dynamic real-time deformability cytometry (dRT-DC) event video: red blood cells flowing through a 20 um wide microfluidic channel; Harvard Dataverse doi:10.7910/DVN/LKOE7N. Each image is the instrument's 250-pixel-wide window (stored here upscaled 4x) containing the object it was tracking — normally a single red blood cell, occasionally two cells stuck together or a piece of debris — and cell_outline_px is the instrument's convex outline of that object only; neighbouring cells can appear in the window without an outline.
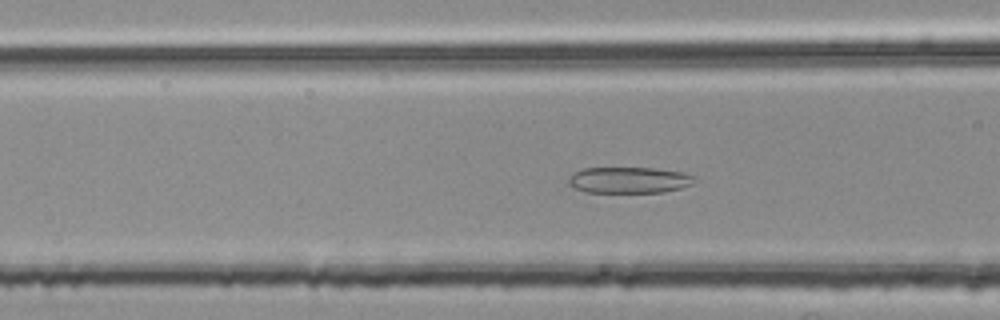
{"species": "common noctule bat (a hibernating species)", "species_latin": "Nyctalus noctula", "temperature_condition": "room temperature", "stored_images_in_passage": 37, "camera_frame_rate_fps": 3000, "um_per_image_px": 0.085, "animal": {"sex": "female", "body_mass_g": 25.1}, "frame": {"image": 1, "passage_image": 13, "time_ms": 4.0, "image_size_px": [1000, 320], "cell_outline_px": [[696, 180], [692, 184], [680, 188], [664, 192], [584, 192], [568, 184], [568, 180], [576, 172], [584, 168], [656, 168], [684, 172], [696, 176]], "centroid_in_image_um": [53.53, 15.3], "position_along_channel_um": 113.1, "area_um2": 19.19}}
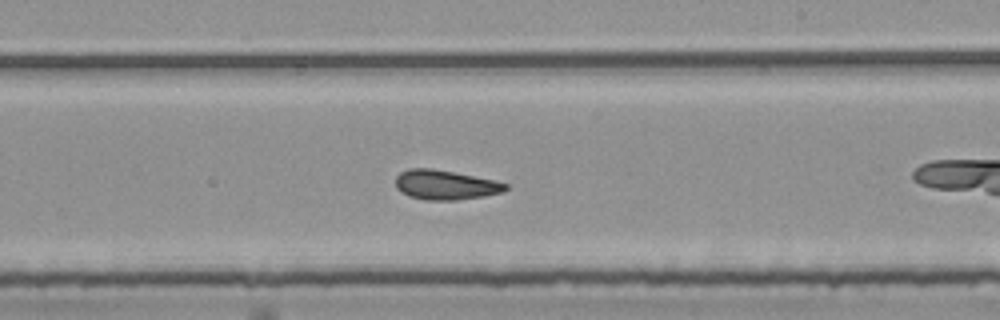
{"frame": {"image": 2, "passage_image": 24, "time_ms": 7.667, "image_size_px": [1000, 320], "cell_outline_px": [[508, 188], [504, 192], [484, 196], [456, 200], [424, 200], [408, 196], [400, 192], [396, 188], [396, 176], [400, 172], [408, 168], [432, 168], [496, 180], [508, 184]], "centroid_in_image_um": [37.85, 15.71], "position_along_channel_um": 251.2, "area_um2": 19.19}}
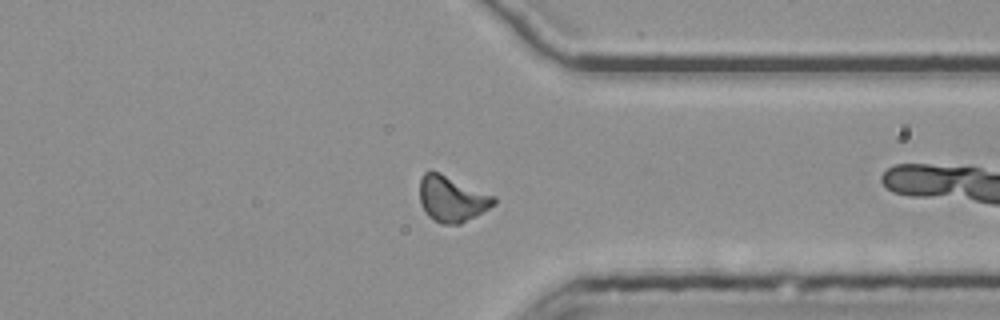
{"frame": {"image": 3, "passage_image": 34, "time_ms": 11.0, "image_size_px": [1000, 320], "cell_outline_px": [[496, 204], [476, 216], [460, 224], [440, 224], [428, 216], [420, 204], [420, 180], [424, 172], [440, 172], [496, 196]], "centroid_in_image_um": [38.43, 16.91], "position_along_channel_um": 373.0, "area_um2": 19.94}}